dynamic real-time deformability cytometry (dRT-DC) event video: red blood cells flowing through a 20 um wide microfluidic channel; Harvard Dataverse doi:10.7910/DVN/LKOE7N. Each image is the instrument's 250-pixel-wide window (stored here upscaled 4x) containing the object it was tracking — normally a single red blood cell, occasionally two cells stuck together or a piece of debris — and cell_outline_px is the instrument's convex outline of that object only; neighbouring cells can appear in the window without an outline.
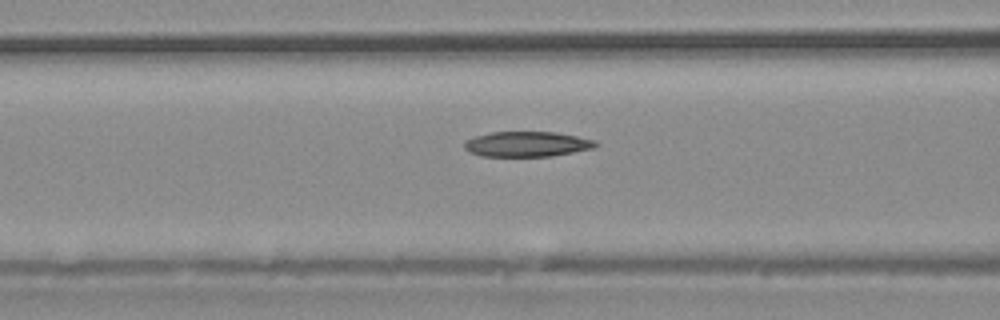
{"species": "common noctule bat (a hibernating species)", "species_latin": "Nyctalus noctula", "temperature_condition": "warm", "stored_images_in_passage": 33, "camera_frame_rate_fps": 3000, "um_per_image_px": 0.085, "animal": {"sex": "male", "body_mass_g": 20.4}, "frame": {"image": 1, "passage_image": 15, "time_ms": 4.667, "image_size_px": [1000, 320], "cell_outline_px": [[600, 144], [592, 148], [552, 156], [480, 156], [468, 152], [464, 148], [464, 140], [476, 136], [492, 132], [556, 132], [596, 140]], "centroid_in_image_um": [44.77, 12.25], "position_along_channel_um": 121.8, "area_um2": 19.31}}